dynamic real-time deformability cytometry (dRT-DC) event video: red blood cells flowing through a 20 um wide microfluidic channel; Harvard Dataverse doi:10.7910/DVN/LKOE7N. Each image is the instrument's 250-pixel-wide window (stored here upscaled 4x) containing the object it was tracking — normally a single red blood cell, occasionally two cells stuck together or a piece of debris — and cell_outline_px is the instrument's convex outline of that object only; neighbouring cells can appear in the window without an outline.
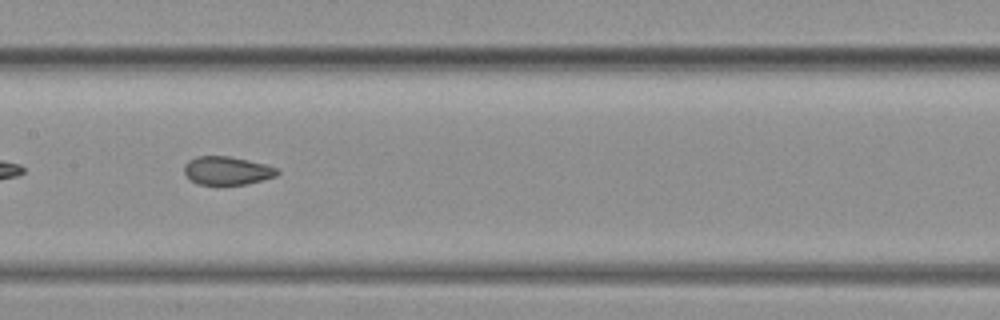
{"species": "common noctule bat (a hibernating species)", "species_latin": "Nyctalus noctula", "temperature_condition": "warm", "stored_images_in_passage": 59, "camera_frame_rate_fps": 3000, "um_per_image_px": 0.085, "animal": {"sex": "female", "body_mass_g": 19.3, "forearm_length_mm": 54.1}, "frame": {"image": 1, "passage_image": 18, "time_ms": 5.667, "image_size_px": [1000, 320], "cell_outline_px": [[280, 172], [276, 176], [248, 184], [196, 184], [184, 172], [184, 164], [188, 160], [196, 156], [228, 156], [264, 164], [276, 168]], "centroid_in_image_um": [19.28, 14.5], "position_along_channel_um": 188.1, "area_um2": 15.2}}